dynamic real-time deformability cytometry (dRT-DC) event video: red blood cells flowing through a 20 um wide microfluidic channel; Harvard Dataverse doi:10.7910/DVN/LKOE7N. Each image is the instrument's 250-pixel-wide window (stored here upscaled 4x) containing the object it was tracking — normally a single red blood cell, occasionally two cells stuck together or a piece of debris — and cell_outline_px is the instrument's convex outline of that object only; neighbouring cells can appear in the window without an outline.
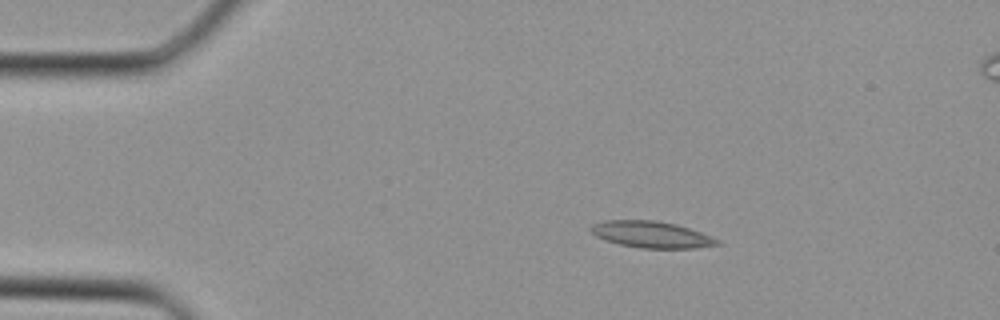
{"species": "Egyptian fruit bat (a non-hibernating species)", "species_latin": "Rousettus aegyptiacus", "temperature_condition": "cold", "stored_images_in_passage": 10, "camera_frame_rate_fps": 3000, "um_per_image_px": 0.085, "animal": {"sex": "female"}, "frame": {"image": 1, "passage_image": 1, "time_ms": 0.0, "image_size_px": [1000, 320], "cell_outline_px": [[724, 244], [692, 248], [640, 248], [620, 244], [596, 236], [588, 228], [592, 224], [604, 220], [656, 220], [676, 224], [712, 236], [720, 240]], "centroid_in_image_um": [55.39, 19.93], "position_along_channel_um": 29.6, "area_um2": 19.54}}
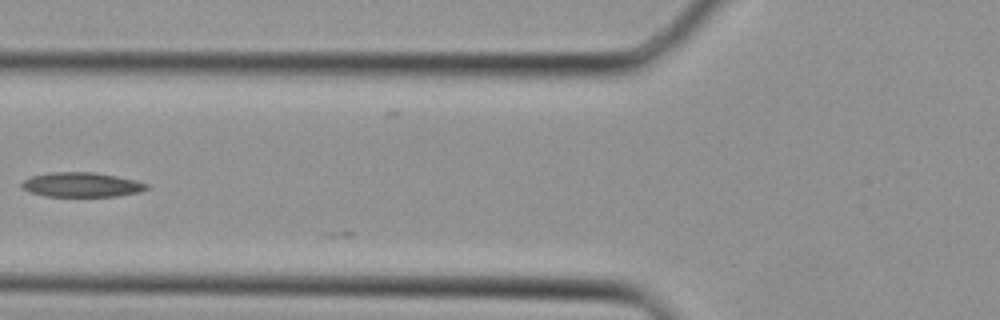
{"frame": {"image": 2, "passage_image": 9, "time_ms": 2.667, "image_size_px": [1000, 320], "cell_outline_px": [[148, 188], [140, 192], [116, 196], [44, 196], [28, 192], [20, 184], [24, 180], [32, 176], [48, 172], [96, 172], [136, 180], [148, 184]], "centroid_in_image_um": [6.93, 15.69], "position_along_channel_um": 118.9, "area_um2": 17.92}}